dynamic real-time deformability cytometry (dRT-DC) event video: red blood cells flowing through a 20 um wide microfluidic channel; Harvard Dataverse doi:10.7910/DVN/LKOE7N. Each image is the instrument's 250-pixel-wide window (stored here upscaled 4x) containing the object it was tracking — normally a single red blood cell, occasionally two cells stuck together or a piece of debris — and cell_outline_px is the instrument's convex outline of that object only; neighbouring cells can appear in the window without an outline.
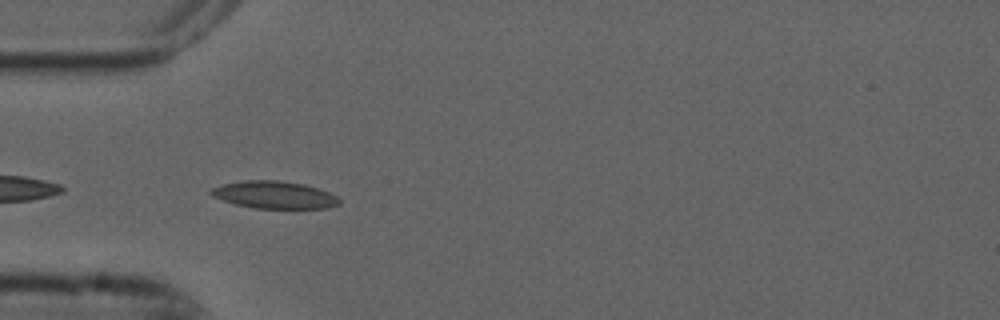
{"species": "common noctule bat (a hibernating species)", "species_latin": "Nyctalus noctula", "temperature_condition": "cold", "stored_images_in_passage": 6, "camera_frame_rate_fps": 3000, "um_per_image_px": 0.085, "animal": {"sex": "male", "forearm_length_mm": 52.5}, "frame": {"image": 1, "passage_image": 3, "time_ms": 0.667, "image_size_px": [1000, 320], "cell_outline_px": [[340, 204], [328, 208], [252, 208], [236, 204], [212, 196], [208, 192], [212, 188], [220, 184], [244, 180], [280, 180], [304, 184], [328, 192], [336, 196], [340, 200]], "centroid_in_image_um": [23.29, 16.55], "position_along_channel_um": 61.7, "area_um2": 20.46}}
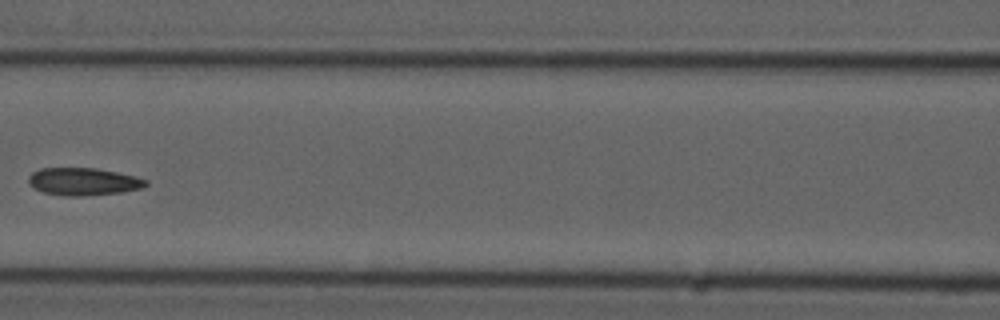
{"frame": {"image": 2, "passage_image": 5, "time_ms": 1.333, "image_size_px": [1000, 320], "cell_outline_px": [[148, 184], [144, 188], [120, 192], [80, 196], [68, 196], [44, 192], [28, 184], [28, 176], [32, 172], [40, 168], [96, 168], [136, 176], [148, 180]], "centroid_in_image_um": [7.1, 15.42], "position_along_channel_um": 159.5, "area_um2": 18.79}}
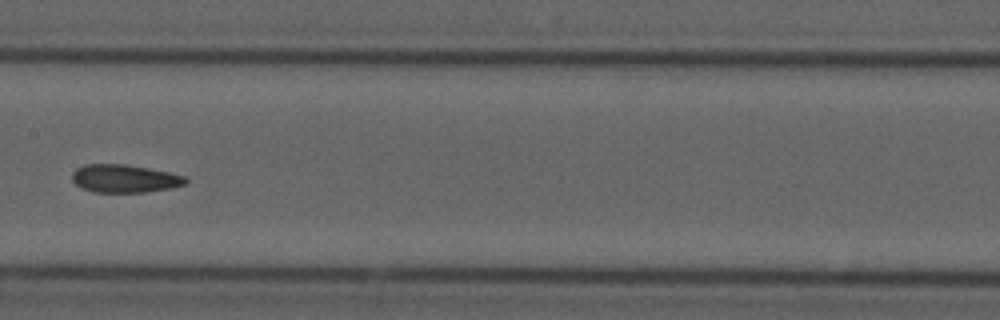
{"frame": {"image": 3, "passage_image": 6, "time_ms": 1.667, "image_size_px": [1000, 320], "cell_outline_px": [[188, 180], [184, 184], [172, 188], [144, 192], [92, 192], [80, 188], [72, 180], [72, 172], [76, 168], [84, 164], [124, 164], [148, 168], [168, 172], [184, 176]], "centroid_in_image_um": [10.54, 15.18], "position_along_channel_um": 196.9, "area_um2": 18.55}}